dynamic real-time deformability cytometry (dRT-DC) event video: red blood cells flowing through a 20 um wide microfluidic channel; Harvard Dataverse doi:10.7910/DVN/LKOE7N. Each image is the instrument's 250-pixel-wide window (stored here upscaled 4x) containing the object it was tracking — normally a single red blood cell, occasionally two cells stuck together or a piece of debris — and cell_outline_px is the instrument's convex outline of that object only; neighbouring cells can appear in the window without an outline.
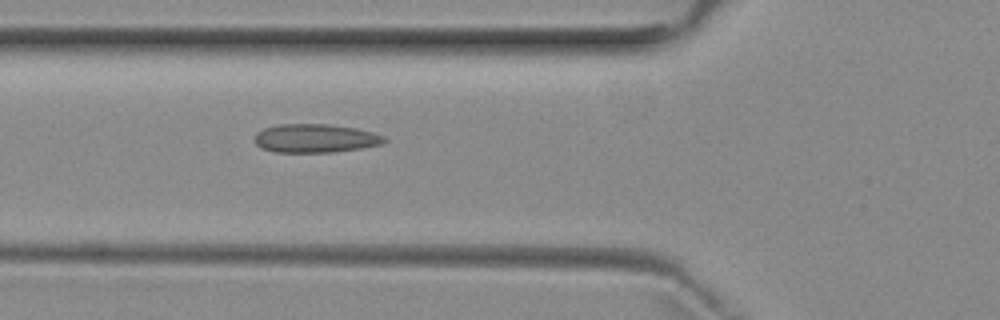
{"species": "common noctule bat (a hibernating species)", "species_latin": "Nyctalus noctula", "temperature_condition": "room temperature", "stored_images_in_passage": 6, "camera_frame_rate_fps": 3000, "um_per_image_px": 0.085, "animal": {"sex": "female", "body_mass_g": 29.2, "forearm_length_mm": 56.3}, "frame": {"image": 1, "passage_image": 6, "time_ms": 5.667, "image_size_px": [1000, 320], "cell_outline_px": [[388, 140], [380, 144], [360, 148], [332, 152], [276, 152], [260, 148], [252, 140], [256, 132], [264, 128], [276, 124], [328, 124], [356, 128], [372, 132], [384, 136]], "centroid_in_image_um": [26.74, 11.75], "position_along_channel_um": 99.1, "area_um2": 21.73}}